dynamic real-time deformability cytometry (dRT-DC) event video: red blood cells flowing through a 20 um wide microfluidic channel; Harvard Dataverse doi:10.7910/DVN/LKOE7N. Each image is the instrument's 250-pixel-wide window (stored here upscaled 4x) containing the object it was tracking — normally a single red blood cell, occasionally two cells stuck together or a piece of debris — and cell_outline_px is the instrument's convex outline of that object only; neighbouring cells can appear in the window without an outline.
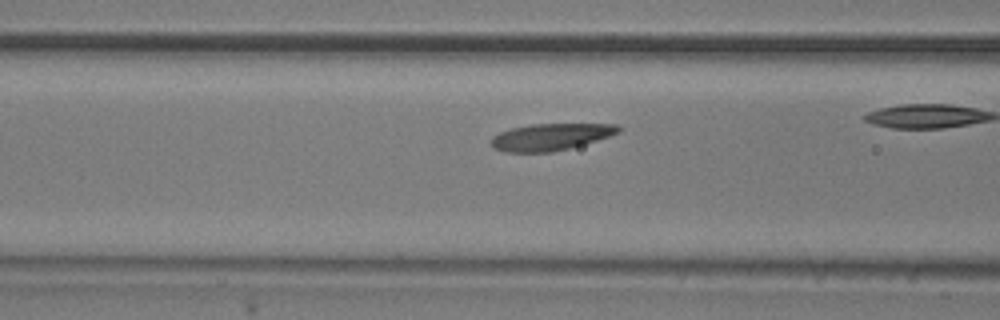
{"species": "common noctule bat (a hibernating species)", "species_latin": "Nyctalus noctula", "temperature_condition": "room temperature", "stored_images_in_passage": 43, "camera_frame_rate_fps": 3000, "um_per_image_px": 0.085, "animal": {"sex": "male", "body_mass_g": 20.5, "forearm_length_mm": 52.5}, "frame": {"image": 1, "passage_image": 16, "time_ms": 5.0, "image_size_px": [1000, 320], "cell_outline_px": [[620, 132], [584, 144], [552, 152], [504, 152], [492, 148], [492, 136], [500, 132], [512, 128], [532, 124], [620, 124]], "centroid_in_image_um": [46.78, 11.63], "position_along_channel_um": 119.8, "area_um2": 19.77}}
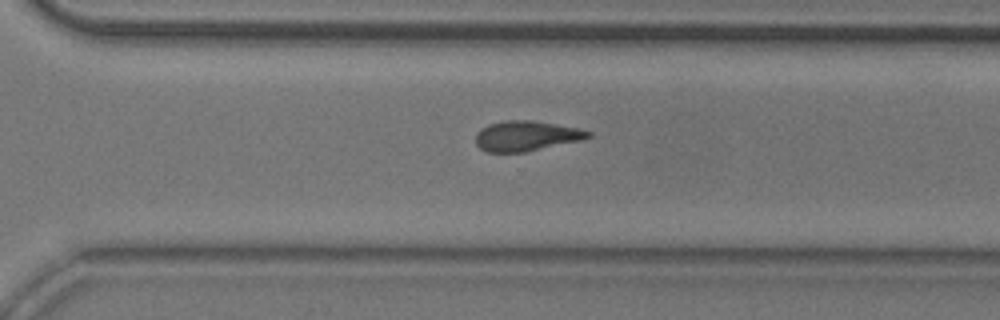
{"frame": {"image": 2, "passage_image": 32, "time_ms": 10.333, "image_size_px": [1000, 320], "cell_outline_px": [[592, 136], [580, 140], [524, 152], [488, 152], [480, 148], [476, 144], [476, 132], [480, 128], [488, 124], [508, 120], [532, 120], [580, 128], [592, 132]], "centroid_in_image_um": [44.72, 11.54], "position_along_channel_um": 325.9, "area_um2": 19.71}}
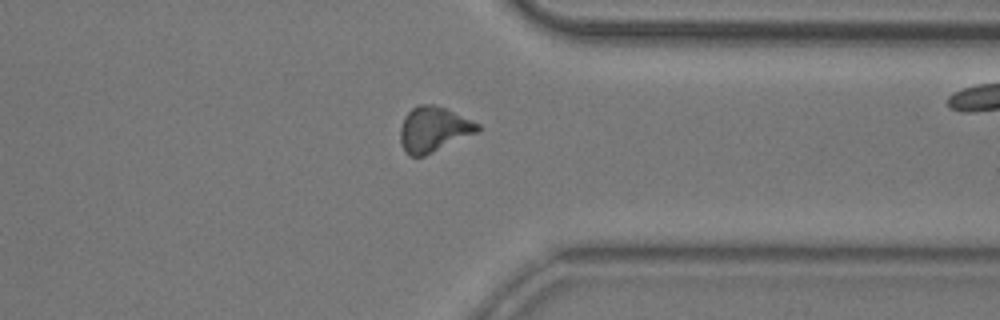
{"frame": {"image": 3, "passage_image": 36, "time_ms": 11.667, "image_size_px": [1000, 320], "cell_outline_px": [[480, 132], [424, 156], [408, 156], [400, 144], [400, 128], [404, 116], [412, 108], [420, 104], [432, 104], [444, 108], [480, 124]], "centroid_in_image_um": [36.84, 11.01], "position_along_channel_um": 374.6, "area_um2": 20.46}}